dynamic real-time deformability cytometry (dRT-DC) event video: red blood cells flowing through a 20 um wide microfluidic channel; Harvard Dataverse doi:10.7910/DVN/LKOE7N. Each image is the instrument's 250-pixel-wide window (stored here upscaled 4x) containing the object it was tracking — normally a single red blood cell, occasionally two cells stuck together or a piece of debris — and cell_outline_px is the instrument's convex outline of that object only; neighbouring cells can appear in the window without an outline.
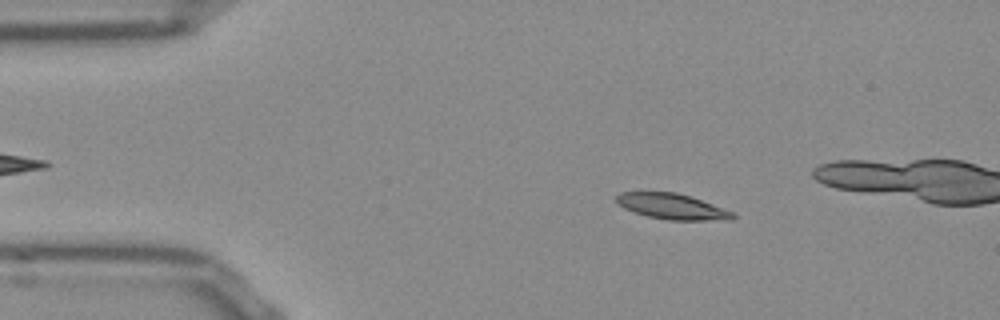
{"species": "Egyptian fruit bat (a non-hibernating species)", "species_latin": "Rousettus aegyptiacus", "temperature_condition": "room temperature", "stored_images_in_passage": 11, "camera_frame_rate_fps": 3000, "um_per_image_px": 0.085, "frame": {"image": 1, "passage_image": 4, "time_ms": 1.0, "image_size_px": [1000, 320], "cell_outline_px": [[736, 216], [732, 220], [668, 220], [648, 216], [624, 208], [616, 204], [616, 196], [620, 192], [676, 192], [692, 196], [732, 212]], "centroid_in_image_um": [57.12, 17.54], "position_along_channel_um": 27.9, "area_um2": 17.34}}